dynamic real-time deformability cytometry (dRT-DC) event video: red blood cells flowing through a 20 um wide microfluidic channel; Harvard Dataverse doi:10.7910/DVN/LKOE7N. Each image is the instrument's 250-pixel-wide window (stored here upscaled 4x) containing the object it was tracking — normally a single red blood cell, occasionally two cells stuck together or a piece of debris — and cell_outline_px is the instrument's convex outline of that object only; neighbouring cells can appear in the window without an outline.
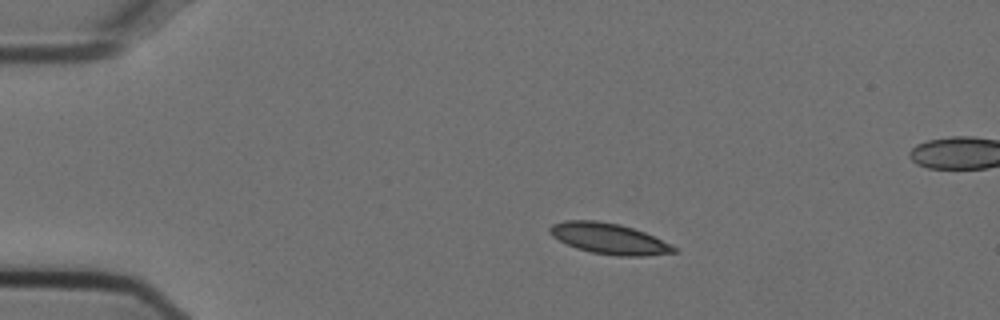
{"species": "Egyptian fruit bat (a non-hibernating species)", "species_latin": "Rousettus aegyptiacus", "temperature_condition": "cold", "stored_images_in_passage": 21, "camera_frame_rate_fps": 3000, "um_per_image_px": 0.085, "animal": {"sex": "female"}, "frame": {"image": 1, "passage_image": 10, "time_ms": 3.0, "image_size_px": [1000, 320], "cell_outline_px": [[676, 252], [644, 256], [616, 256], [592, 252], [576, 248], [552, 236], [548, 232], [548, 228], [552, 224], [564, 220], [596, 220], [620, 224], [644, 232], [676, 248]], "centroid_in_image_um": [51.7, 20.27], "position_along_channel_um": 33.3, "area_um2": 22.02}}